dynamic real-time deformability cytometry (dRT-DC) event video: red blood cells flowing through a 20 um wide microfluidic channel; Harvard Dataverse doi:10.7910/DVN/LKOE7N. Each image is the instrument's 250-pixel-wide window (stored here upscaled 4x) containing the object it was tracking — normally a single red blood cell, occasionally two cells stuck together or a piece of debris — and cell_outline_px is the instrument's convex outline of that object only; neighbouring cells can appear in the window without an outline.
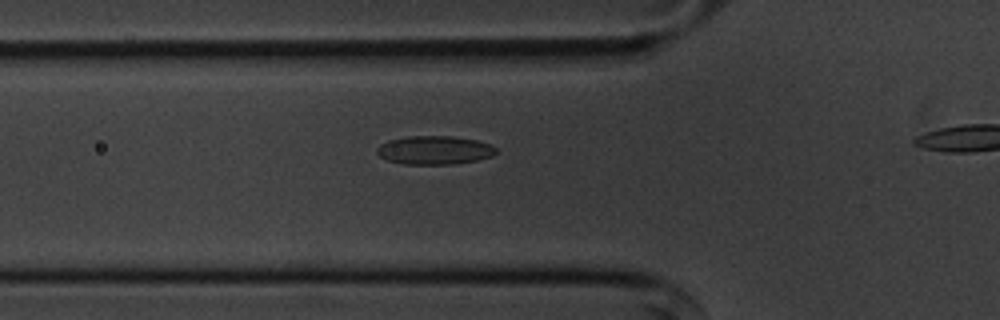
{"species": "common noctule bat (a hibernating species)", "species_latin": "Nyctalus noctula", "temperature_condition": "cold", "stored_images_in_passage": 35, "camera_frame_rate_fps": 3000, "um_per_image_px": 0.085, "animal": {"sex": "male", "body_mass_g": 20.1, "forearm_length_mm": 53.5}, "frame": {"image": 1, "passage_image": 9, "time_ms": 2.667, "image_size_px": [1000, 320], "cell_outline_px": [[496, 152], [492, 156], [476, 160], [452, 164], [404, 164], [388, 160], [380, 156], [376, 152], [376, 148], [380, 144], [388, 140], [408, 136], [452, 136], [476, 140], [488, 144], [496, 148]], "centroid_in_image_um": [36.9, 12.76], "position_along_channel_um": 88.9, "area_um2": 19.71}}
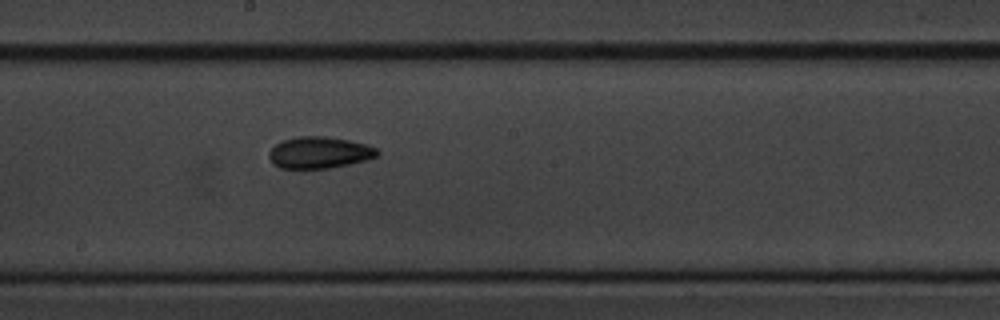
{"frame": {"image": 2, "passage_image": 20, "time_ms": 6.333, "image_size_px": [1000, 320], "cell_outline_px": [[380, 152], [376, 156], [364, 160], [348, 164], [328, 168], [280, 168], [272, 164], [268, 156], [268, 152], [276, 144], [284, 140], [296, 136], [328, 136], [348, 140], [364, 144], [376, 148]], "centroid_in_image_um": [27.1, 12.96], "position_along_channel_um": 221.1, "area_um2": 19.83}}
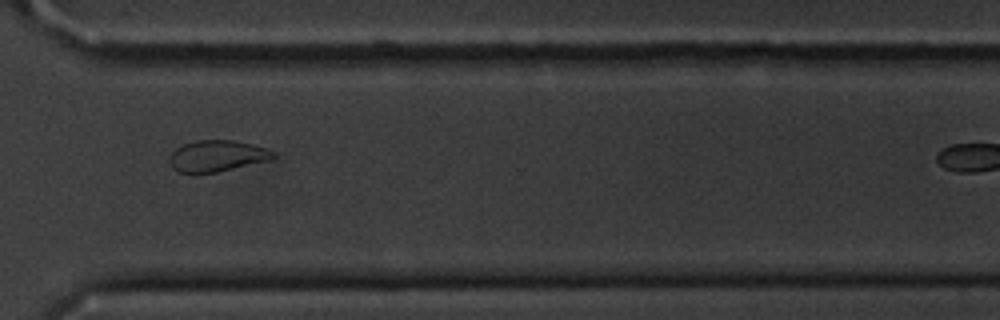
{"frame": {"image": 3, "passage_image": 31, "time_ms": 10.0, "image_size_px": [1000, 320], "cell_outline_px": [[276, 156], [272, 160], [216, 172], [196, 176], [180, 172], [172, 168], [168, 160], [172, 152], [176, 148], [184, 144], [196, 140], [232, 140], [252, 144], [264, 148], [272, 152]], "centroid_in_image_um": [18.4, 13.29], "position_along_channel_um": 352.2, "area_um2": 19.25}}